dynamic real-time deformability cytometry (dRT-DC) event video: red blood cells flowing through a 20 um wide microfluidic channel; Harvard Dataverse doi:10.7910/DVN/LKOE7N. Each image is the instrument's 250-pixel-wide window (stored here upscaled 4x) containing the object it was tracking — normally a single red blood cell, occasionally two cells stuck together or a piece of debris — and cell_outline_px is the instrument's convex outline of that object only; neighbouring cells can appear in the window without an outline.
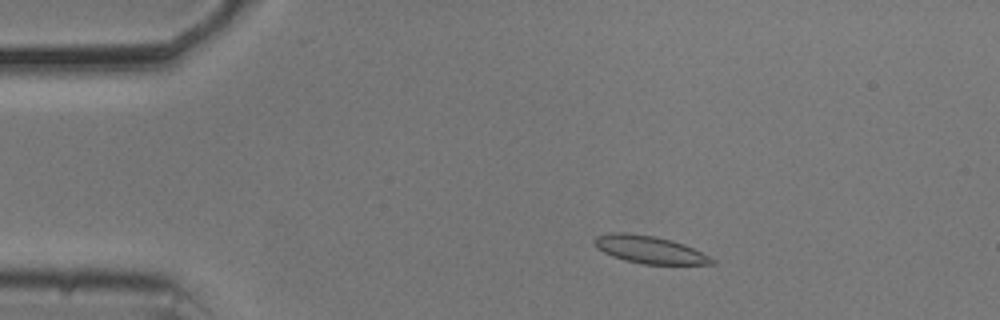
{"species": "common noctule bat (a hibernating species)", "species_latin": "Nyctalus noctula", "temperature_condition": "cold", "stored_images_in_passage": 52, "camera_frame_rate_fps": 3000, "um_per_image_px": 0.085, "animal": {"sex": "male", "body_mass_g": 20.5, "forearm_length_mm": 52.5}, "frame": {"image": 1, "passage_image": 7, "time_ms": 2.0, "image_size_px": [1000, 320], "cell_outline_px": [[716, 264], [644, 264], [624, 260], [612, 256], [596, 248], [592, 240], [596, 236], [608, 232], [624, 232], [656, 236], [672, 240], [684, 244], [716, 260]], "centroid_in_image_um": [55.16, 21.2], "position_along_channel_um": 29.8, "area_um2": 18.9}}
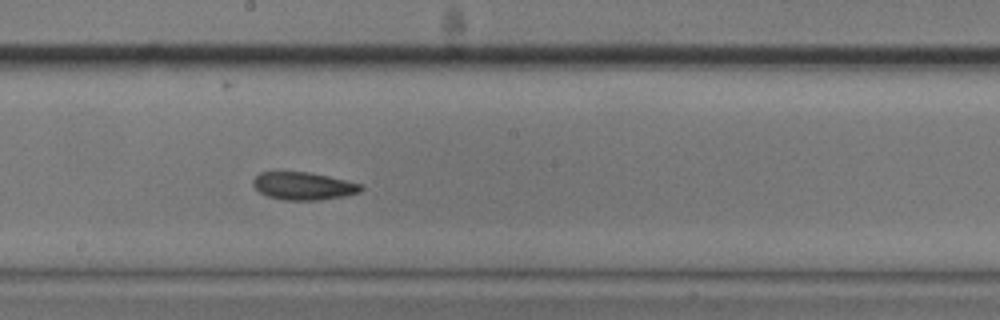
{"frame": {"image": 2, "passage_image": 27, "time_ms": 8.667, "image_size_px": [1000, 320], "cell_outline_px": [[364, 188], [360, 192], [344, 196], [320, 200], [284, 200], [268, 196], [260, 192], [252, 184], [252, 180], [260, 172], [308, 172], [328, 176], [364, 184]], "centroid_in_image_um": [25.82, 15.81], "position_along_channel_um": 222.4, "area_um2": 17.46}}
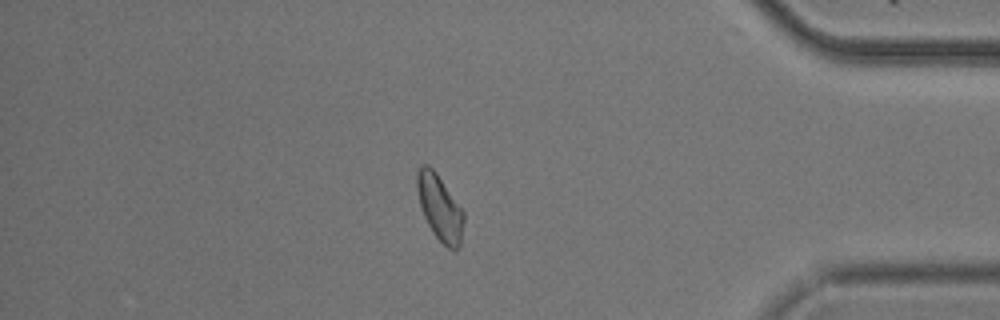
{"frame": {"image": 3, "passage_image": 44, "time_ms": 14.333, "image_size_px": [1000, 320], "cell_outline_px": [[464, 220], [460, 244], [456, 252], [448, 248], [432, 232], [424, 216], [420, 204], [416, 188], [416, 176], [420, 164], [428, 164], [436, 172], [464, 212]], "centroid_in_image_um": [37.37, 17.64], "position_along_channel_um": 397.8, "area_um2": 17.8}, "authors_computed_cell_mechanics": {"area_um2": 18.0047, "velocity_mm_per_s": 3.6818, "shape_relaxation_time_tau1_ms": 5.406, "shape_relaxation_time_tau2_ms": 3.8309, "deformation_change_tau1": 0.1157, "deformation_change_tau2": 0.0973}}